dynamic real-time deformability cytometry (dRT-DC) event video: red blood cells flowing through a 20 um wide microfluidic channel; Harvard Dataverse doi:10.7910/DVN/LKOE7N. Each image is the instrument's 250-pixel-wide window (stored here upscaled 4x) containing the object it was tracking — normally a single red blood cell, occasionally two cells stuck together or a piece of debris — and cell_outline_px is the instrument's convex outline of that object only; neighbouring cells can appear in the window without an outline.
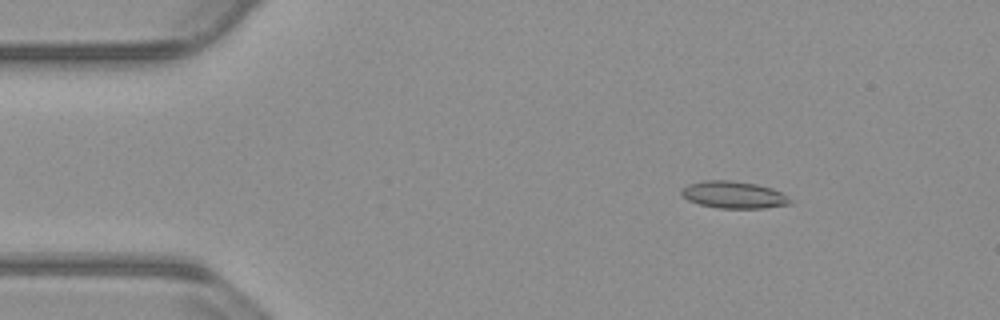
{"species": "common noctule bat (a hibernating species)", "species_latin": "Nyctalus noctula", "temperature_condition": "warm", "stored_images_in_passage": 53, "camera_frame_rate_fps": 3000, "um_per_image_px": 0.085, "animal": {"sex": "male", "body_mass_g": 23.1, "forearm_length_mm": 52.7}, "frame": {"image": 1, "passage_image": 7, "time_ms": 2.0, "image_size_px": [1000, 320], "cell_outline_px": [[792, 204], [764, 208], [716, 208], [700, 204], [688, 200], [680, 192], [680, 188], [688, 184], [704, 180], [732, 180], [756, 184], [772, 188], [780, 192], [792, 200]], "centroid_in_image_um": [62.35, 16.55], "position_along_channel_um": 22.7, "area_um2": 17.22}}
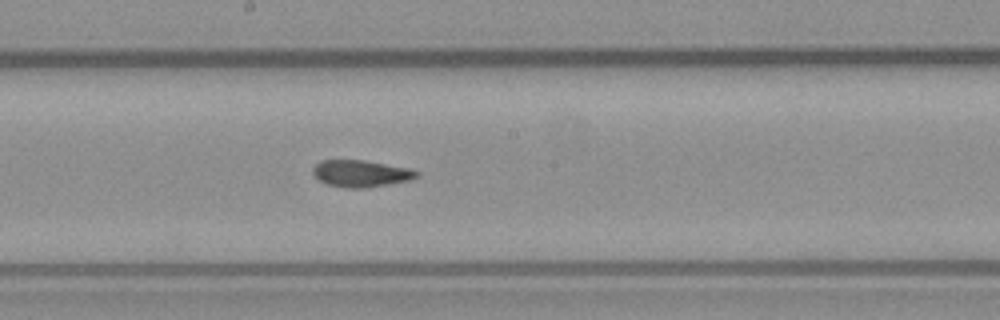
{"frame": {"image": 2, "passage_image": 28, "time_ms": 9.0, "image_size_px": [1000, 320], "cell_outline_px": [[420, 176], [408, 180], [388, 184], [364, 188], [348, 188], [328, 184], [320, 180], [312, 172], [312, 168], [320, 160], [364, 160], [408, 168], [420, 172]], "centroid_in_image_um": [30.68, 14.74], "position_along_channel_um": 217.5, "area_um2": 16.07}}
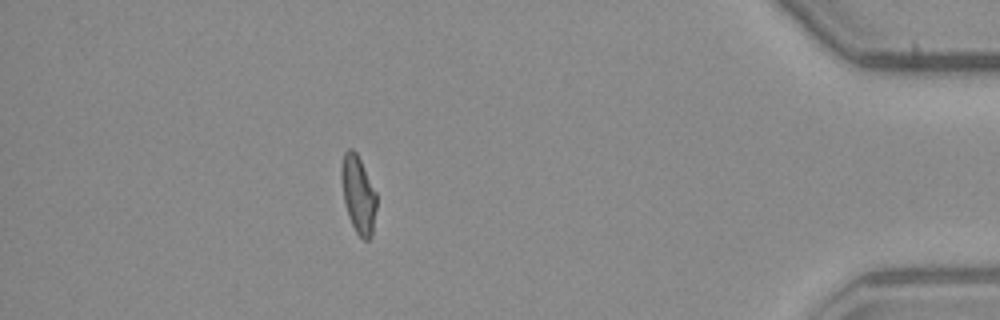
{"frame": {"image": 3, "passage_image": 47, "time_ms": 15.333, "image_size_px": [1000, 320], "cell_outline_px": [[376, 208], [372, 236], [368, 240], [364, 240], [356, 232], [348, 216], [344, 200], [340, 176], [340, 164], [344, 152], [348, 148], [352, 148], [356, 152], [376, 192]], "centroid_in_image_um": [30.43, 16.51], "position_along_channel_um": 404.8, "area_um2": 15.9}, "authors_computed_cell_mechanics": {"area_um2": 16.4152, "velocity_mm_per_s": 3.8158, "shape_relaxation_time_tau1_ms": null, "shape_relaxation_time_tau2_ms": 3.4194, "deformation_change_tau1": null, "deformation_change_tau2": 0.0847}}